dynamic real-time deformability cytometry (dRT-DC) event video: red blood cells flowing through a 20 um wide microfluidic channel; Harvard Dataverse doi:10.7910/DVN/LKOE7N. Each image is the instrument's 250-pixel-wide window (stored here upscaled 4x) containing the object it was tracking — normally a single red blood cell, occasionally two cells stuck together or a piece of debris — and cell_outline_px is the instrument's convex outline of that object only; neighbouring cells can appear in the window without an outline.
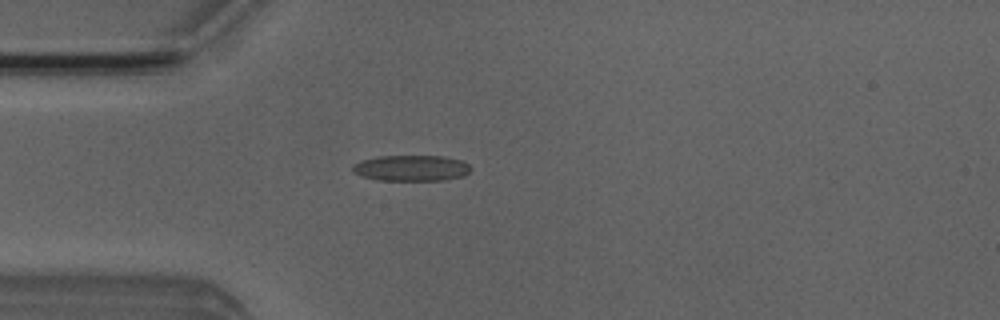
{"species": "Egyptian fruit bat (a non-hibernating species)", "species_latin": "Rousettus aegyptiacus", "temperature_condition": "room temperature", "stored_images_in_passage": 40, "camera_frame_rate_fps": 3000, "um_per_image_px": 0.085, "animal": {"sex": "male"}, "frame": {"image": 1, "passage_image": 3, "time_ms": 0.667, "image_size_px": [1000, 320], "cell_outline_px": [[468, 172], [464, 176], [444, 180], [376, 180], [360, 176], [352, 172], [352, 164], [360, 160], [380, 156], [444, 156], [460, 160], [468, 164]], "centroid_in_image_um": [34.89, 14.29], "position_along_channel_um": 50.1, "area_um2": 17.86}}
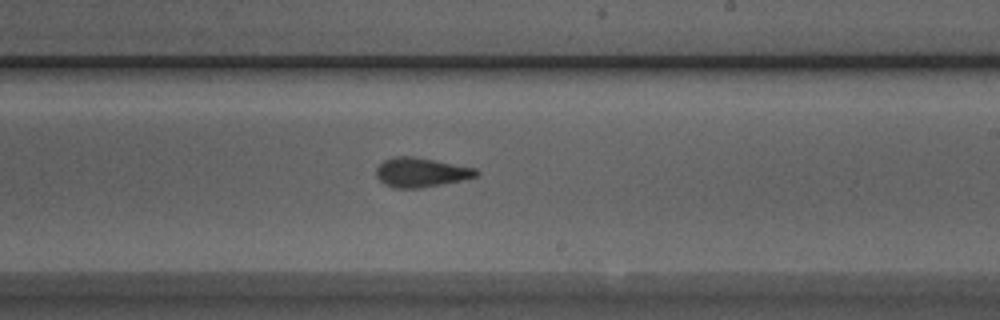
{"frame": {"image": 2, "passage_image": 19, "time_ms": 6.0, "image_size_px": [1000, 320], "cell_outline_px": [[480, 172], [476, 176], [464, 180], [420, 188], [392, 188], [384, 184], [376, 176], [376, 168], [384, 160], [396, 156], [412, 156], [476, 168]], "centroid_in_image_um": [35.78, 14.66], "position_along_channel_um": 253.2, "area_um2": 17.11}}
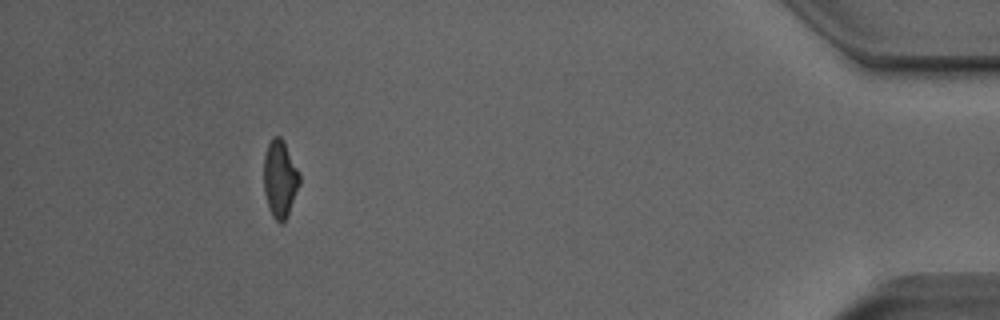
{"frame": {"image": 3, "passage_image": 36, "time_ms": 11.667, "image_size_px": [1000, 320], "cell_outline_px": [[300, 184], [288, 216], [280, 224], [272, 216], [268, 208], [264, 192], [264, 156], [268, 144], [272, 136], [280, 136], [300, 172]], "centroid_in_image_um": [23.8, 15.23], "position_along_channel_um": 411.4, "area_um2": 16.18}, "authors_computed_cell_mechanics": {"area_um2": 17.051, "velocity_mm_per_s": 3.9713, "shape_relaxation_time_tau1_ms": 6.4173, "shape_relaxation_time_tau2_ms": 2.3214, "deformation_change_tau1": 0.1862, "deformation_change_tau2": 0.0908}}